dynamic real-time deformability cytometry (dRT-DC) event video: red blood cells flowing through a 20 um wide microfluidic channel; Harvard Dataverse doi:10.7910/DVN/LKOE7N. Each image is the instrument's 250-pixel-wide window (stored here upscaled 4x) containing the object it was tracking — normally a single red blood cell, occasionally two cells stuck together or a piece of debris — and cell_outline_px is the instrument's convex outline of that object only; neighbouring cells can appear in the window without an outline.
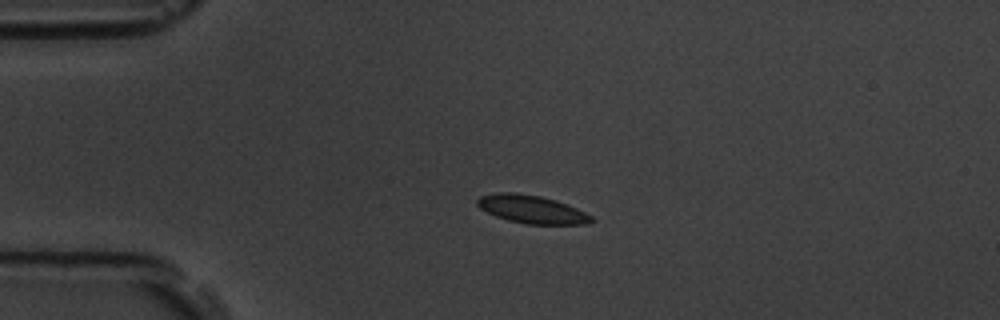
{"species": "common noctule bat (a hibernating species)", "species_latin": "Nyctalus noctula", "temperature_condition": "room temperature", "stored_images_in_passage": 10, "camera_frame_rate_fps": 3000, "um_per_image_px": 0.085, "animal": {"sex": "male", "body_mass_g": 19.5, "forearm_length_mm": 54.6}, "frame": {"image": 1, "passage_image": 1, "time_ms": 0.0, "image_size_px": [1000, 320], "cell_outline_px": [[596, 220], [588, 224], [528, 224], [508, 220], [496, 216], [480, 208], [476, 204], [476, 200], [480, 196], [496, 192], [516, 192], [540, 196], [556, 200], [568, 204], [592, 216]], "centroid_in_image_um": [45.21, 17.78], "position_along_channel_um": 39.8, "area_um2": 18.73}}
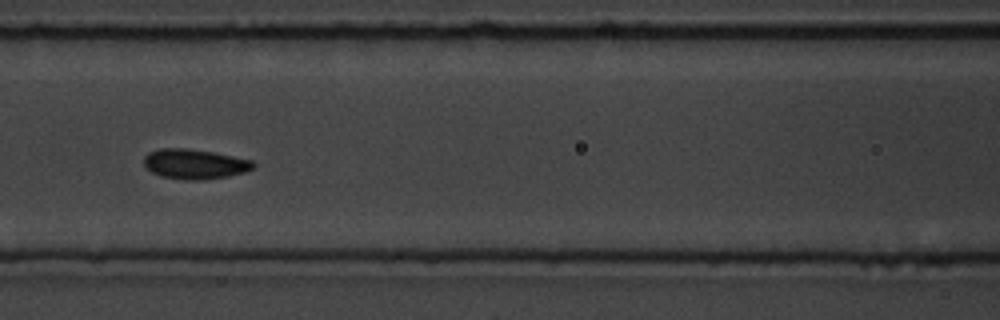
{"frame": {"image": 2, "passage_image": 8, "time_ms": 4.0, "image_size_px": [1000, 320], "cell_outline_px": [[256, 164], [252, 168], [244, 172], [228, 176], [204, 180], [184, 180], [160, 176], [144, 168], [144, 156], [148, 152], [160, 148], [188, 148], [212, 152], [252, 160]], "centroid_in_image_um": [16.5, 13.94], "position_along_channel_um": 150.1, "area_um2": 19.19}}
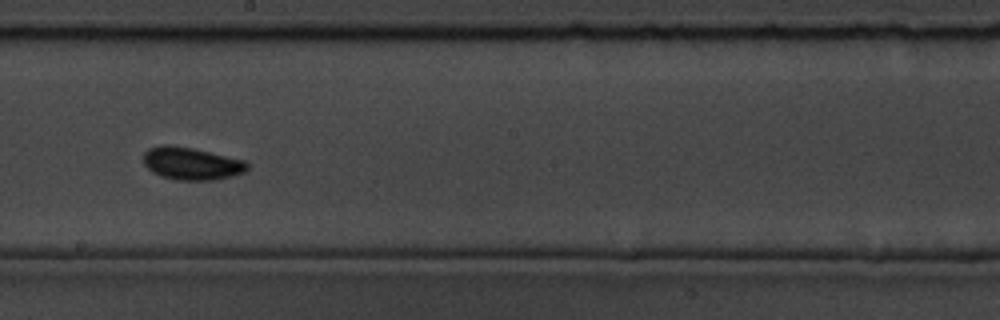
{"frame": {"image": 3, "passage_image": 10, "time_ms": 6.333, "image_size_px": [1000, 320], "cell_outline_px": [[248, 168], [244, 172], [232, 176], [216, 180], [176, 180], [160, 176], [152, 172], [144, 164], [144, 152], [148, 148], [160, 144], [168, 144], [192, 148], [244, 160], [248, 164]], "centroid_in_image_um": [16.24, 13.9], "position_along_channel_um": 232.0, "area_um2": 19.77}}